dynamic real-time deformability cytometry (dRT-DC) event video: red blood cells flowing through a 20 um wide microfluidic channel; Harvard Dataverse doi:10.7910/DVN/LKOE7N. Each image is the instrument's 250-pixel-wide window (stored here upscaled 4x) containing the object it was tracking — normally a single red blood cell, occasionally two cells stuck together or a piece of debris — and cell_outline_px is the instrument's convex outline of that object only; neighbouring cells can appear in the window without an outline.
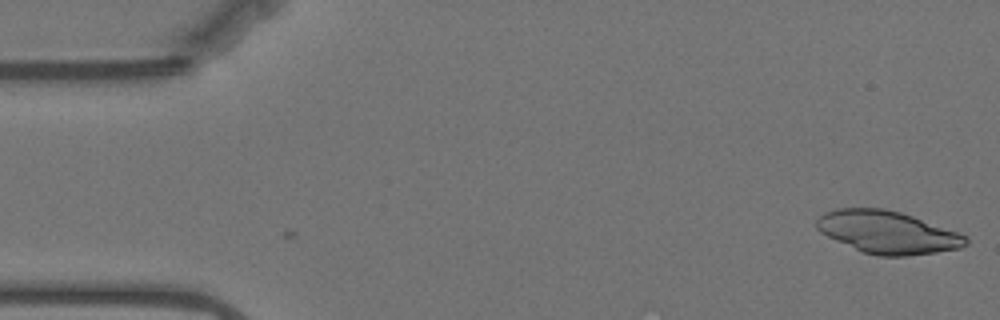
{"species": "Egyptian fruit bat (a non-hibernating species)", "species_latin": "Rousettus aegyptiacus", "temperature_condition": "warm", "stored_images_in_passage": 4, "camera_frame_rate_fps": 3000, "um_per_image_px": 0.085, "animal": {"sex": "female"}, "frame": {"image": 1, "passage_image": 4, "time_ms": 1.0, "image_size_px": [1000, 320], "cell_outline_px": [[968, 244], [960, 248], [936, 252], [904, 256], [880, 256], [864, 252], [836, 240], [820, 232], [816, 228], [816, 220], [824, 212], [836, 208], [884, 208], [900, 212], [912, 216], [968, 236]], "centroid_in_image_um": [75.43, 19.73], "position_along_channel_um": 9.6, "area_um2": 36.65}}